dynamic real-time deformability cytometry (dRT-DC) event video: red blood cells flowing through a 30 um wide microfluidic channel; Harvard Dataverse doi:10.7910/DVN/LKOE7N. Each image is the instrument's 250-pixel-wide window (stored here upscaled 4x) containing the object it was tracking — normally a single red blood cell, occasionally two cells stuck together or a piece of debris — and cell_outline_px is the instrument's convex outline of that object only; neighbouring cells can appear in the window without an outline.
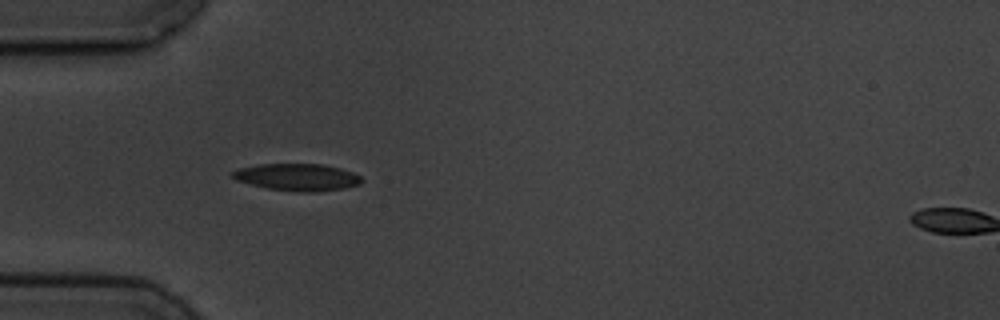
{"species": "common noctule bat (a hibernating species)", "species_latin": "Nyctalus noctula", "temperature_condition": "cold", "stored_images_in_passage": 3, "camera_frame_rate_fps": 3000, "um_per_image_px": 0.085, "animal": {"sex": "male", "body_mass_g": 19.5, "forearm_length_mm": 54.6}, "frame": {"image": 1, "passage_image": 1, "time_ms": 0.0, "image_size_px": [1000, 320], "cell_outline_px": [[364, 180], [360, 184], [344, 188], [316, 192], [300, 192], [268, 188], [236, 180], [228, 172], [240, 168], [260, 164], [324, 164], [340, 168], [352, 172], [360, 176]], "centroid_in_image_um": [25.28, 15.05], "position_along_channel_um": 59.7, "area_um2": 20.35}}
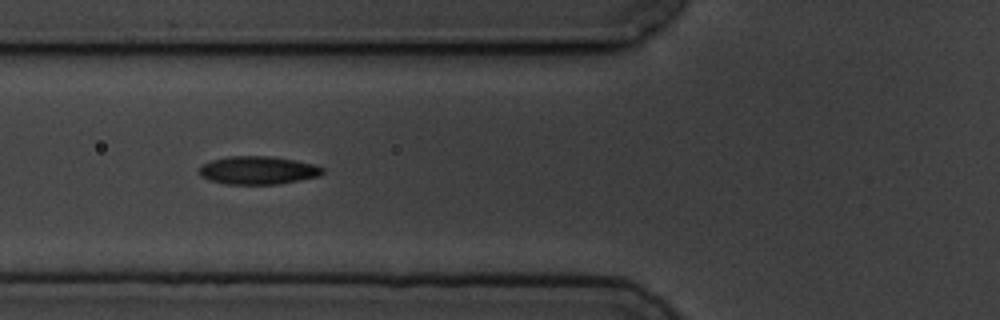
{"frame": {"image": 2, "passage_image": 2, "time_ms": 1.333, "image_size_px": [1000, 320], "cell_outline_px": [[324, 172], [320, 176], [300, 180], [276, 184], [228, 184], [208, 180], [200, 176], [196, 172], [196, 168], [200, 164], [212, 160], [228, 156], [272, 156], [296, 160], [316, 164], [324, 168]], "centroid_in_image_um": [21.89, 14.47], "position_along_channel_um": 103.9, "area_um2": 20.63}}
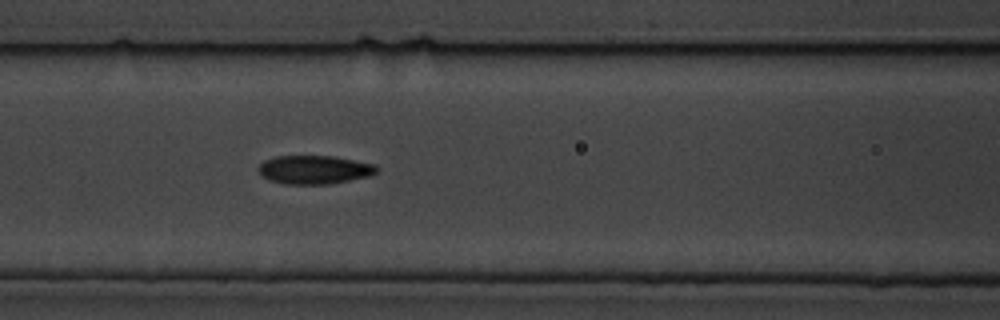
{"frame": {"image": 3, "passage_image": 3, "time_ms": 2.333, "image_size_px": [1000, 320], "cell_outline_px": [[380, 168], [376, 172], [368, 176], [332, 184], [284, 184], [272, 180], [264, 176], [256, 168], [264, 160], [276, 156], [332, 156], [376, 164]], "centroid_in_image_um": [26.74, 14.42], "position_along_channel_um": 139.9, "area_um2": 19.65}}